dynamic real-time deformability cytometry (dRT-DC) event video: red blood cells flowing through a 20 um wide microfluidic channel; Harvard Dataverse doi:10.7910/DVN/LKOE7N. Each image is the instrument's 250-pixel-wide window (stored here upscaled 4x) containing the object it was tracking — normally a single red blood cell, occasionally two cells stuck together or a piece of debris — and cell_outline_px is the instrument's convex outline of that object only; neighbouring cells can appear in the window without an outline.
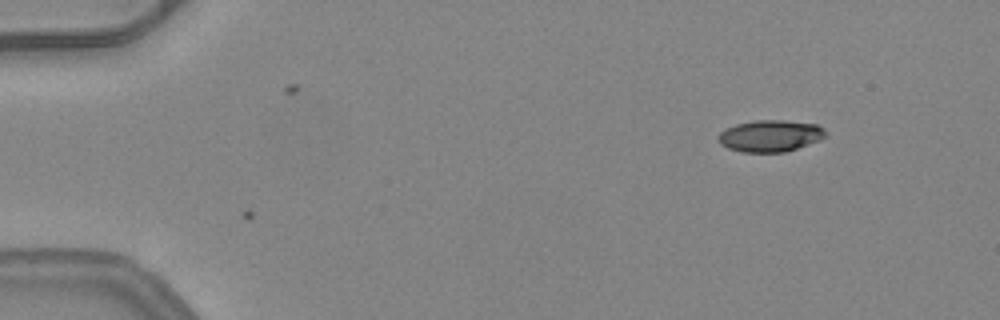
{"species": "common noctule bat (a hibernating species)", "species_latin": "Nyctalus noctula", "temperature_condition": "warm", "stored_images_in_passage": 3, "camera_frame_rate_fps": 3000, "um_per_image_px": 0.085, "animal": {"sex": "female", "body_mass_g": 24.6, "forearm_length_mm": 56.2}, "frame": {"image": 1, "passage_image": 3, "time_ms": 0.667, "image_size_px": [1000, 320], "cell_outline_px": [[828, 132], [820, 140], [784, 152], [740, 152], [728, 148], [720, 144], [716, 136], [720, 132], [736, 124], [752, 120], [784, 120], [816, 124], [824, 128]], "centroid_in_image_um": [65.45, 11.54], "position_along_channel_um": 19.5, "area_um2": 19.88}}